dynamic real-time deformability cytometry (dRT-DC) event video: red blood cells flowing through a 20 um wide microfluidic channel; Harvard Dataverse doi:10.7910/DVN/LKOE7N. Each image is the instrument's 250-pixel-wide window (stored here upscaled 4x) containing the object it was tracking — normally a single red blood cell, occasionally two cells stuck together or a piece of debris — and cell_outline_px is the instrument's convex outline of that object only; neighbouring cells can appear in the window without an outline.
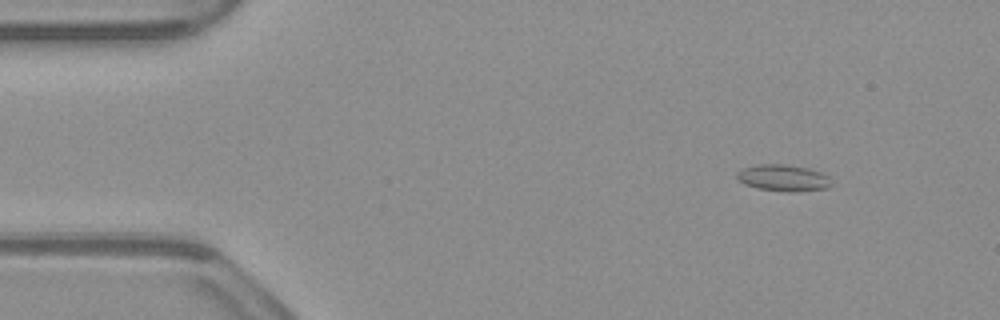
{"species": "common noctule bat (a hibernating species)", "species_latin": "Nyctalus noctula", "temperature_condition": "warm", "stored_images_in_passage": 49, "camera_frame_rate_fps": 3000, "um_per_image_px": 0.085, "animal": {"sex": "male", "body_mass_g": 23.1, "forearm_length_mm": 52.7}, "frame": {"image": 1, "passage_image": 2, "time_ms": 0.333, "image_size_px": [1000, 320], "cell_outline_px": [[832, 184], [828, 188], [788, 192], [760, 188], [744, 184], [736, 176], [736, 172], [744, 168], [760, 164], [784, 164], [808, 168], [832, 176]], "centroid_in_image_um": [66.63, 15.11], "position_along_channel_um": 18.4, "area_um2": 14.57}}
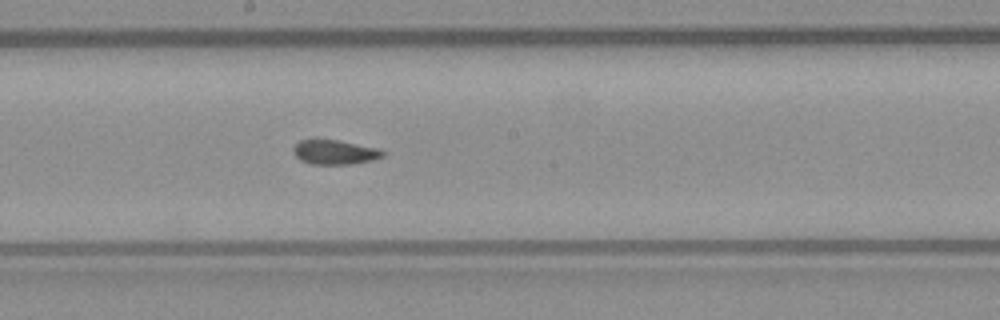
{"frame": {"image": 2, "passage_image": 24, "time_ms": 7.667, "image_size_px": [1000, 320], "cell_outline_px": [[388, 152], [384, 156], [372, 160], [348, 164], [312, 164], [300, 160], [292, 152], [292, 148], [300, 140], [312, 136], [316, 136], [376, 148]], "centroid_in_image_um": [28.38, 12.89], "position_along_channel_um": 219.8, "area_um2": 13.18}}
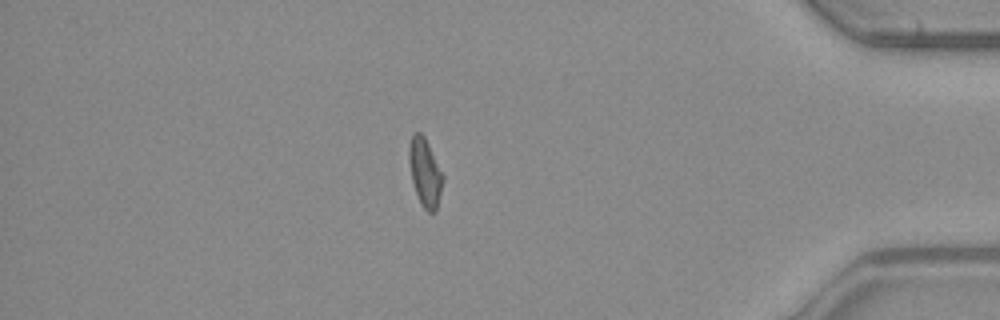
{"frame": {"image": 3, "passage_image": 41, "time_ms": 13.333, "image_size_px": [1000, 320], "cell_outline_px": [[444, 180], [436, 212], [428, 212], [424, 208], [416, 192], [412, 180], [408, 160], [408, 148], [412, 132], [420, 132], [424, 136], [444, 176]], "centroid_in_image_um": [36.12, 14.64], "position_along_channel_um": 399.1, "area_um2": 13.41}, "authors_computed_cell_mechanics": {"area_um2": 13.4096, "velocity_mm_per_s": 3.936, "shape_relaxation_time_tau1_ms": null, "shape_relaxation_time_tau2_ms": 0.8312, "deformation_change_tau1": null, "deformation_change_tau2": 0.0486}}